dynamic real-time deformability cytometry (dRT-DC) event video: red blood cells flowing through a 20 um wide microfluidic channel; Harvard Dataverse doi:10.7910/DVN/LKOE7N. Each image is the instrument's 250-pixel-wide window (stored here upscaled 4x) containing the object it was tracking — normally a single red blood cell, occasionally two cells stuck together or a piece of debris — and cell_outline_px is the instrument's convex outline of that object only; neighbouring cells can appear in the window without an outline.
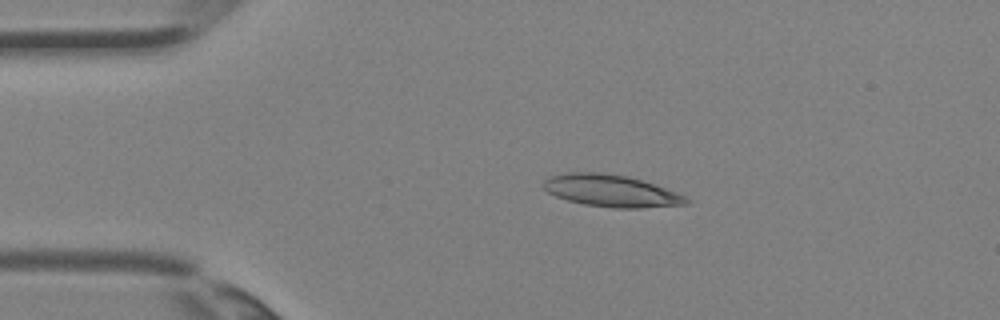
{"species": "Egyptian fruit bat (a non-hibernating species)", "species_latin": "Rousettus aegyptiacus", "temperature_condition": "room temperature", "stored_images_in_passage": 3, "camera_frame_rate_fps": 3000, "um_per_image_px": 0.085, "animal": {"sex": "female"}, "frame": {"image": 1, "passage_image": 2, "time_ms": 0.333, "image_size_px": [1000, 320], "cell_outline_px": [[692, 200], [688, 204], [640, 208], [612, 208], [584, 204], [568, 200], [556, 196], [548, 192], [544, 188], [544, 180], [548, 176], [568, 172], [600, 172], [628, 176], [676, 192]], "centroid_in_image_um": [51.93, 16.22], "position_along_channel_um": 33.1, "area_um2": 26.53}}